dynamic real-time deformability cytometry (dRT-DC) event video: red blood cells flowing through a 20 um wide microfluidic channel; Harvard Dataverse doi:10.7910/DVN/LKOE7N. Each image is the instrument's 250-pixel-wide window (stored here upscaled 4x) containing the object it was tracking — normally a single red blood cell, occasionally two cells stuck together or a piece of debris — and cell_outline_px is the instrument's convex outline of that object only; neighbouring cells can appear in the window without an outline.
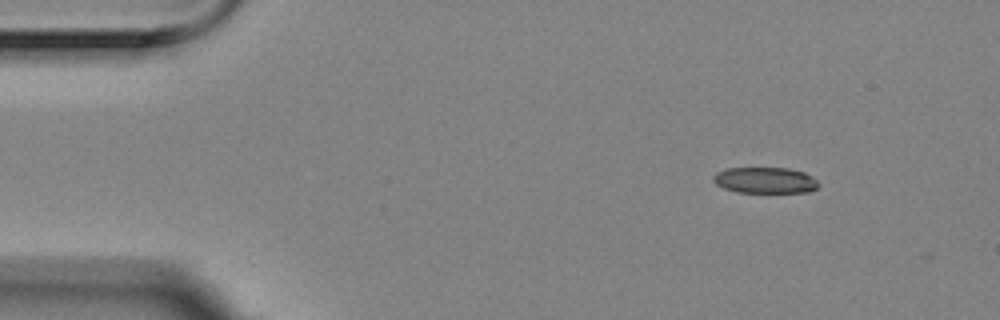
{"species": "Egyptian fruit bat (a non-hibernating species)", "species_latin": "Rousettus aegyptiacus", "temperature_condition": "room temperature", "stored_images_in_passage": 9, "camera_frame_rate_fps": 3000, "um_per_image_px": 0.085, "animal": {"sex": "female"}, "frame": {"image": 1, "passage_image": 1, "time_ms": 0.0, "image_size_px": [1000, 320], "cell_outline_px": [[820, 184], [816, 188], [808, 192], [736, 192], [724, 188], [716, 184], [712, 180], [712, 176], [716, 172], [724, 168], [788, 168], [804, 172], [812, 176]], "centroid_in_image_um": [65.01, 15.31], "position_along_channel_um": 20.0, "area_um2": 16.07}}
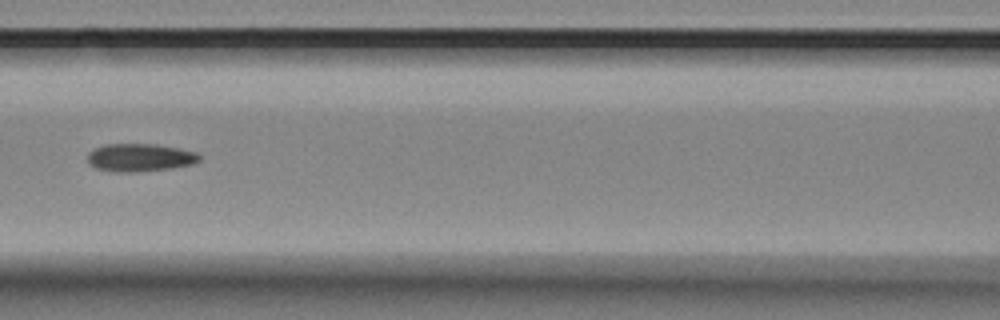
{"frame": {"image": 2, "passage_image": 6, "time_ms": 1.667, "image_size_px": [1000, 320], "cell_outline_px": [[200, 160], [192, 164], [172, 168], [132, 172], [116, 172], [96, 168], [88, 164], [88, 152], [104, 144], [156, 144], [180, 148], [196, 152], [200, 156]], "centroid_in_image_um": [11.89, 13.39], "position_along_channel_um": 154.7, "area_um2": 18.21}}
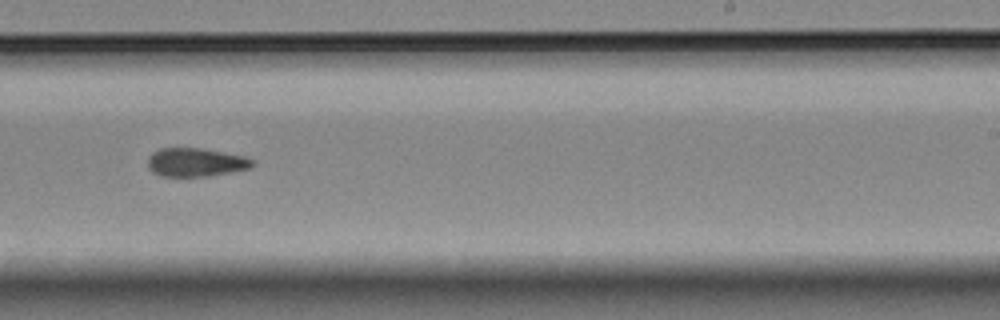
{"frame": {"image": 3, "passage_image": 9, "time_ms": 2.667, "image_size_px": [1000, 320], "cell_outline_px": [[252, 164], [248, 168], [232, 172], [212, 176], [160, 176], [152, 172], [148, 168], [148, 156], [152, 152], [160, 148], [200, 148], [244, 156], [252, 160]], "centroid_in_image_um": [16.57, 13.8], "position_along_channel_um": 272.4, "area_um2": 17.34}}